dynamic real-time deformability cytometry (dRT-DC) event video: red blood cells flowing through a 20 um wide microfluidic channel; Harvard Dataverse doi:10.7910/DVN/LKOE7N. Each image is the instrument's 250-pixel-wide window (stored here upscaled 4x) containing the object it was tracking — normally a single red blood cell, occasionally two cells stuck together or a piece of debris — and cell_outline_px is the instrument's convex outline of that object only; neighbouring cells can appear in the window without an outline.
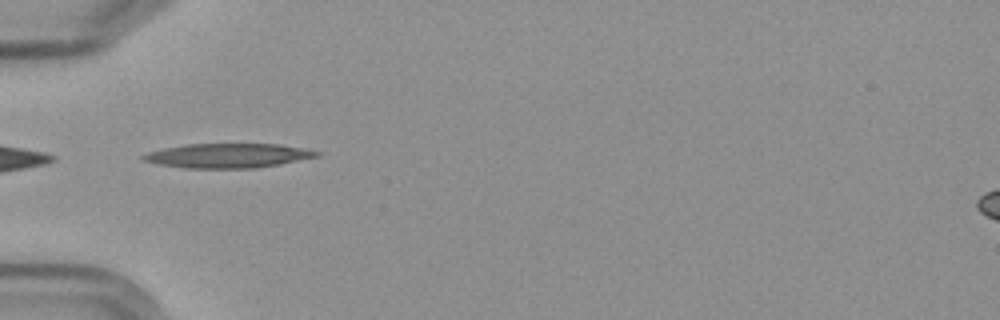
{"species": "Egyptian fruit bat (a non-hibernating species)", "species_latin": "Rousettus aegyptiacus", "temperature_condition": "cold", "stored_images_in_passage": 2, "camera_frame_rate_fps": 3000, "um_per_image_px": 0.085, "frame": {"image": 1, "passage_image": 1, "time_ms": 0.0, "image_size_px": [1000, 320], "cell_outline_px": [[324, 152], [320, 156], [280, 164], [256, 168], [184, 168], [156, 164], [140, 160], [140, 156], [148, 152], [164, 148], [184, 144], [280, 144], [304, 148]], "centroid_in_image_um": [19.37, 13.23], "position_along_channel_um": 65.6, "area_um2": 24.97}}
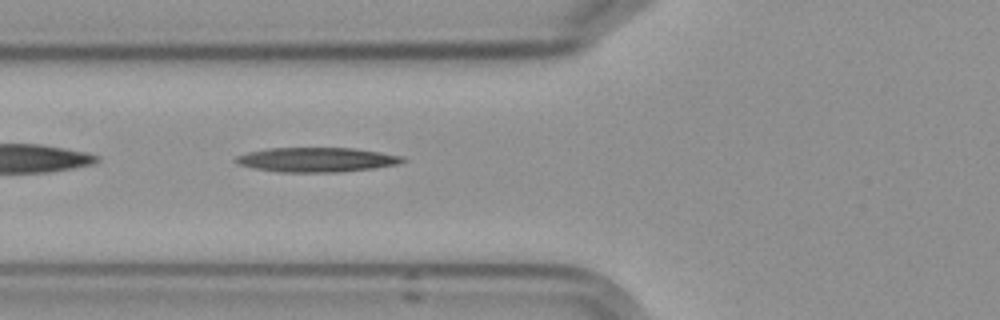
{"frame": {"image": 2, "passage_image": 2, "time_ms": 1.0, "image_size_px": [1000, 320], "cell_outline_px": [[408, 160], [400, 164], [372, 168], [340, 172], [280, 172], [252, 168], [236, 164], [232, 160], [236, 156], [248, 152], [268, 148], [352, 148], [380, 152], [404, 156]], "centroid_in_image_um": [26.9, 13.58], "position_along_channel_um": 98.9, "area_um2": 24.04}}